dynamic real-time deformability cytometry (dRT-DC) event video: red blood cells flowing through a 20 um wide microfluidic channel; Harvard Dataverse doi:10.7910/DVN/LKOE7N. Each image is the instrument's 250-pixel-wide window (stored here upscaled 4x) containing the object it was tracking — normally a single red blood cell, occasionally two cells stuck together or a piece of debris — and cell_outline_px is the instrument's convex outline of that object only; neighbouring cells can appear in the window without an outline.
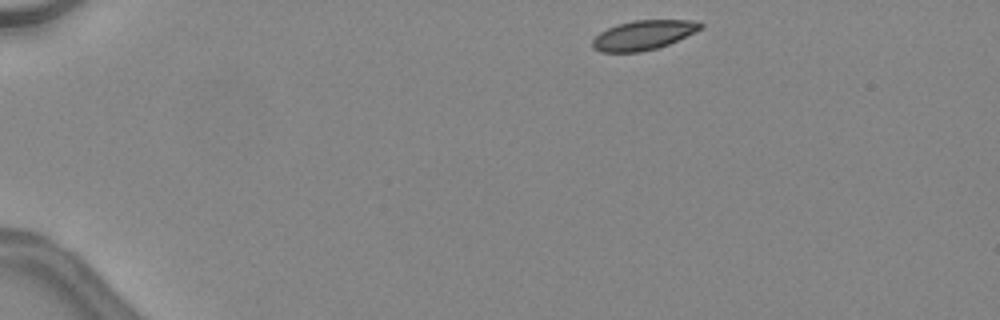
{"species": "common noctule bat (a hibernating species)", "species_latin": "Nyctalus noctula", "temperature_condition": "warm", "stored_images_in_passage": 39, "camera_frame_rate_fps": 3000, "um_per_image_px": 0.085, "animal": {"sex": "female", "body_mass_g": 24.6, "forearm_length_mm": 56.2}, "frame": {"image": 1, "passage_image": 1, "time_ms": 0.0, "image_size_px": [1000, 320], "cell_outline_px": [[704, 24], [700, 28], [668, 44], [656, 48], [640, 52], [600, 52], [592, 48], [592, 40], [600, 32], [616, 24], [636, 20], [688, 20]], "centroid_in_image_um": [54.6, 2.99], "position_along_channel_um": 30.4, "area_um2": 18.21}}
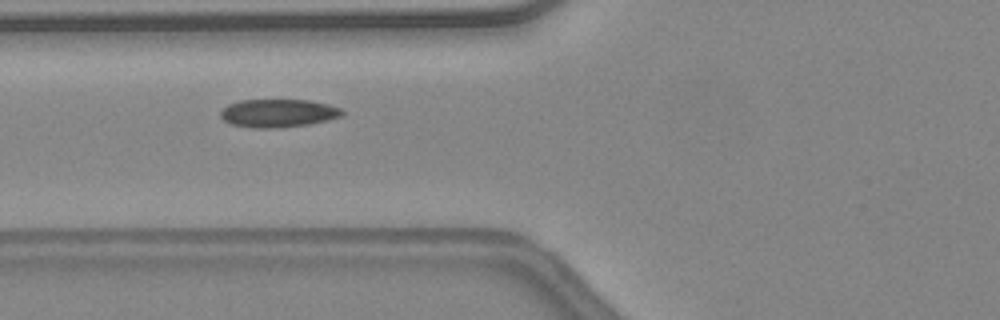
{"frame": {"image": 2, "passage_image": 12, "time_ms": 3.667, "image_size_px": [1000, 320], "cell_outline_px": [[344, 116], [328, 120], [308, 124], [276, 128], [252, 128], [232, 124], [224, 120], [220, 116], [220, 112], [228, 104], [240, 100], [312, 100], [328, 104], [340, 108], [344, 112]], "centroid_in_image_um": [23.66, 9.61], "position_along_channel_um": 102.1, "area_um2": 20.0}}
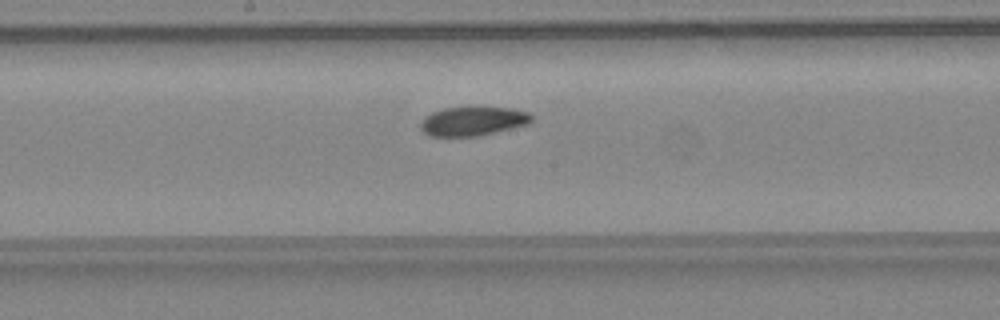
{"frame": {"image": 3, "passage_image": 19, "time_ms": 6.0, "image_size_px": [1000, 320], "cell_outline_px": [[532, 120], [528, 124], [512, 128], [476, 136], [428, 136], [420, 128], [420, 124], [424, 116], [432, 112], [444, 108], [512, 108], [528, 112], [532, 116]], "centroid_in_image_um": [40.17, 10.31], "position_along_channel_um": 208.0, "area_um2": 18.55}, "authors_computed_cell_mechanics": {"area_um2": 19.4786, "velocity_mm_per_s": 4.5137, "shape_relaxation_time_tau1_ms": 5.8645, "shape_relaxation_time_tau2_ms": 4.7073, "deformation_change_tau1": 0.1205, "deformation_change_tau2": 0.0782}}